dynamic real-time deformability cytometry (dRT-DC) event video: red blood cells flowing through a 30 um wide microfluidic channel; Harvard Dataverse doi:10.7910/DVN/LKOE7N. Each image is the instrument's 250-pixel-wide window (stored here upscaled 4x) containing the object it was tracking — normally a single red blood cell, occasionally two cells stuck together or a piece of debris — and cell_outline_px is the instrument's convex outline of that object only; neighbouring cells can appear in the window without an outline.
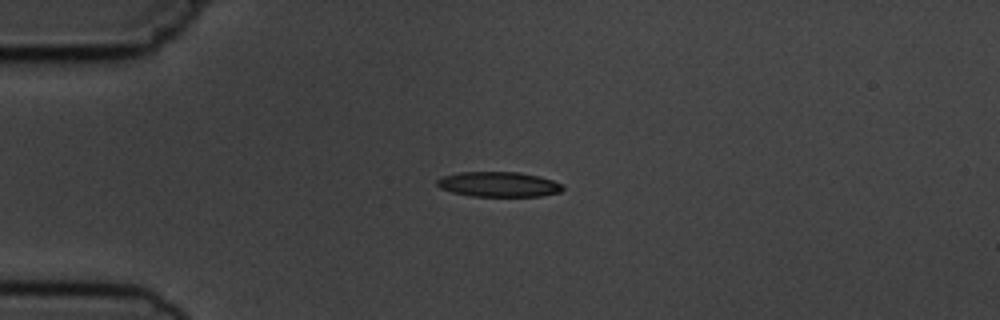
{"species": "common noctule bat (a hibernating species)", "species_latin": "Nyctalus noctula", "temperature_condition": "cold", "stored_images_in_passage": 10, "camera_frame_rate_fps": 3000, "um_per_image_px": 0.085, "animal": {"sex": "male", "body_mass_g": 19.5, "forearm_length_mm": 54.6}, "frame": {"image": 1, "passage_image": 4, "time_ms": 4.333, "image_size_px": [1000, 320], "cell_outline_px": [[564, 188], [560, 192], [540, 196], [472, 196], [452, 192], [440, 188], [436, 184], [436, 180], [444, 176], [460, 172], [520, 172], [540, 176], [564, 184]], "centroid_in_image_um": [42.41, 15.66], "position_along_channel_um": 42.6, "area_um2": 18.38}}
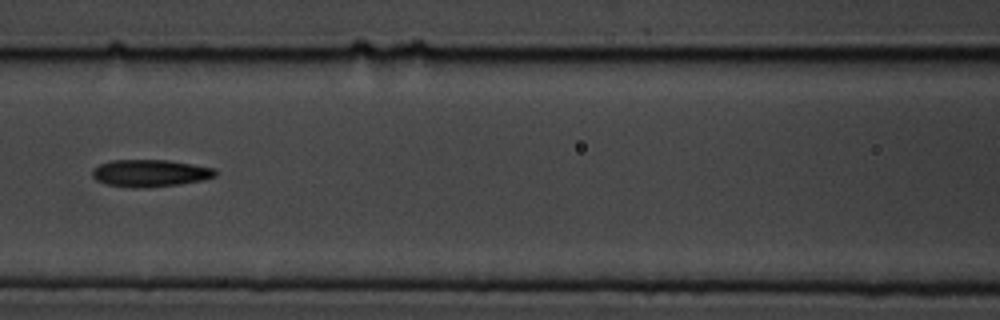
{"frame": {"image": 2, "passage_image": 7, "time_ms": 8.0, "image_size_px": [1000, 320], "cell_outline_px": [[216, 176], [200, 180], [180, 184], [144, 188], [132, 188], [108, 184], [96, 180], [92, 176], [92, 168], [100, 164], [112, 160], [168, 160], [216, 168]], "centroid_in_image_um": [12.74, 14.71], "position_along_channel_um": 153.9, "area_um2": 19.48}}
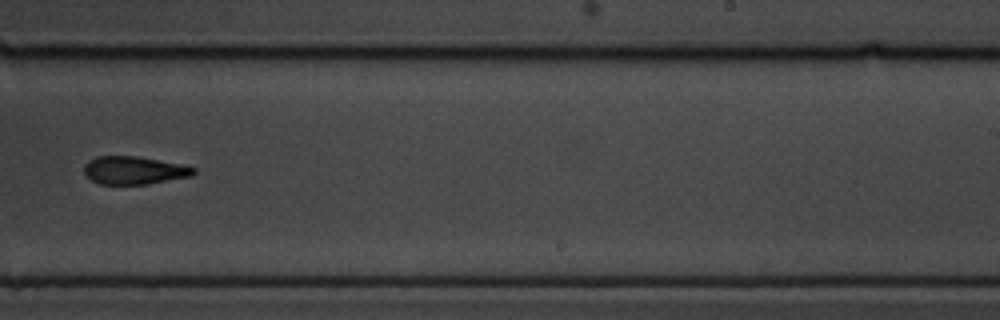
{"frame": {"image": 3, "passage_image": 10, "time_ms": 11.333, "image_size_px": [1000, 320], "cell_outline_px": [[196, 172], [192, 176], [148, 184], [100, 184], [92, 180], [84, 172], [84, 164], [88, 160], [96, 156], [136, 156], [180, 164], [196, 168]], "centroid_in_image_um": [11.39, 14.47], "position_along_channel_um": 277.6, "area_um2": 17.8}}